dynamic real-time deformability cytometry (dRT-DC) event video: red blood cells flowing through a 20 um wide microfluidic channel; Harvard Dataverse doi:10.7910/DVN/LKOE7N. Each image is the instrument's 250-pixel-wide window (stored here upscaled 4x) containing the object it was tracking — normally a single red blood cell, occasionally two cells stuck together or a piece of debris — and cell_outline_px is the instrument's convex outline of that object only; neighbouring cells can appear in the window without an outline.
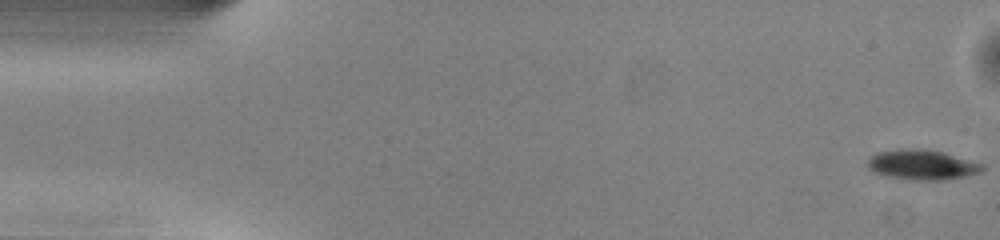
{"species": "common noctule bat (a hibernating species)", "species_latin": "Nyctalus noctula", "temperature_condition": "warm", "stored_images_in_passage": 50, "camera_frame_rate_fps": 3000, "um_per_image_px": 0.085, "animal": {"sex": "male", "body_mass_g": 13.0, "forearm_length_mm": 53.1}, "frame": {"image": 1, "passage_image": 1, "time_ms": 0.0, "image_size_px": [1000, 240], "cell_outline_px": [[984, 168], [980, 172], [968, 176], [944, 180], [908, 180], [884, 176], [868, 168], [868, 160], [876, 152], [900, 148], [924, 148], [944, 152], [984, 164]], "centroid_in_image_um": [78.38, 14.0], "position_along_channel_um": 6.6, "area_um2": 20.4}}
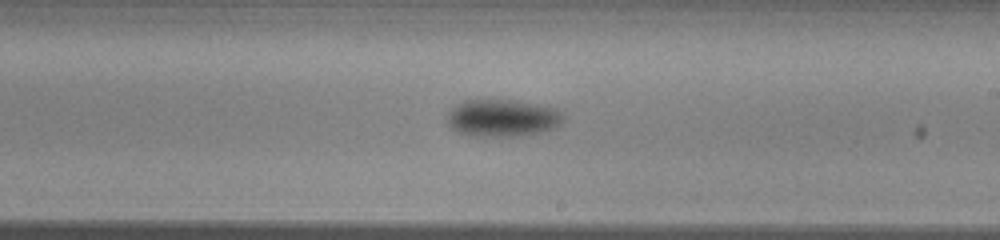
{"frame": {"image": 2, "passage_image": 29, "time_ms": 9.333, "image_size_px": [1000, 240], "cell_outline_px": [[564, 120], [560, 124], [552, 128], [540, 132], [516, 136], [476, 136], [460, 132], [452, 128], [448, 124], [448, 112], [452, 108], [464, 100], [512, 100], [556, 108], [564, 116]], "centroid_in_image_um": [42.71, 10.02], "position_along_channel_um": 246.3, "area_um2": 24.85}}
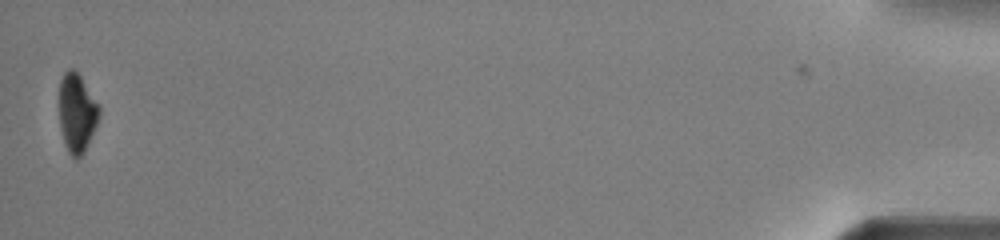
{"frame": {"image": 3, "passage_image": 50, "time_ms": 16.333, "image_size_px": [1000, 240], "cell_outline_px": [[100, 116], [88, 144], [84, 152], [76, 160], [68, 152], [64, 144], [60, 128], [60, 80], [64, 72], [68, 68], [72, 68], [80, 76], [100, 108]], "centroid_in_image_um": [6.53, 9.62], "position_along_channel_um": 428.7, "area_um2": 18.15}, "authors_computed_cell_mechanics": {"area_um2": 22.0796, "velocity_mm_per_s": 4.07, "shape_relaxation_time_tau1_ms": 2.9927, "shape_relaxation_time_tau2_ms": null, "deformation_change_tau1": 0.1027, "deformation_change_tau2": null}}